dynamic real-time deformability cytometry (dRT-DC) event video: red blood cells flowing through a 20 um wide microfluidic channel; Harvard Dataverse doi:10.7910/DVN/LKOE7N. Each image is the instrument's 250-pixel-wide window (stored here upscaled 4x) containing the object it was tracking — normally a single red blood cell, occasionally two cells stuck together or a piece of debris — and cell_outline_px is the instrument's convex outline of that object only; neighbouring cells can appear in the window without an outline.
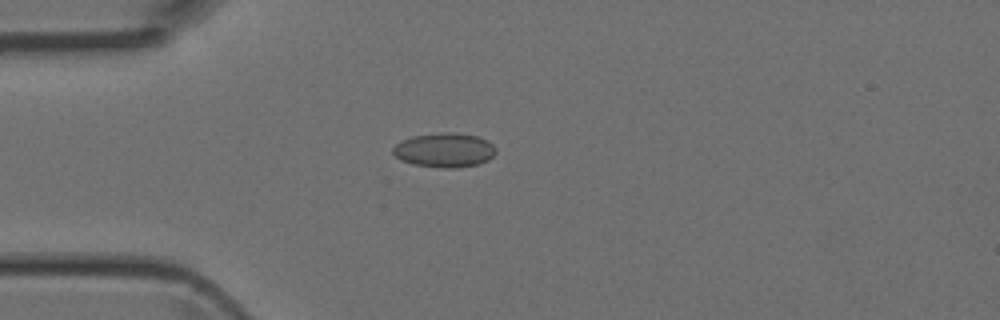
{"species": "Egyptian fruit bat (a non-hibernating species)", "species_latin": "Rousettus aegyptiacus", "temperature_condition": "room temperature", "stored_images_in_passage": 42, "camera_frame_rate_fps": 3000, "um_per_image_px": 0.085, "animal": {"sex": "female"}, "frame": {"image": 1, "passage_image": 8, "time_ms": 2.333, "image_size_px": [1000, 320], "cell_outline_px": [[496, 152], [488, 160], [480, 164], [456, 168], [444, 168], [412, 164], [400, 160], [392, 152], [392, 148], [400, 140], [412, 136], [444, 132], [456, 132], [476, 136], [488, 140], [496, 148]], "centroid_in_image_um": [37.78, 12.76], "position_along_channel_um": 47.2, "area_um2": 20.81}}
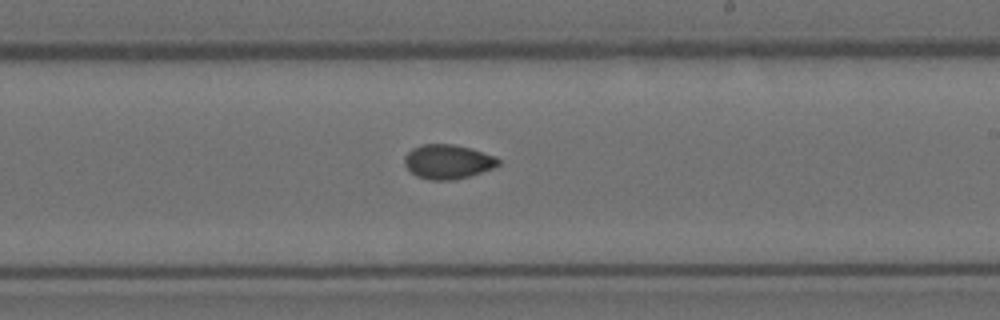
{"frame": {"image": 2, "passage_image": 23, "time_ms": 7.333, "image_size_px": [1000, 320], "cell_outline_px": [[500, 164], [492, 168], [468, 176], [452, 180], [432, 180], [416, 176], [404, 164], [404, 156], [412, 148], [424, 144], [452, 144], [472, 148], [496, 156], [500, 160]], "centroid_in_image_um": [38.07, 13.73], "position_along_channel_um": 250.9, "area_um2": 18.73}}
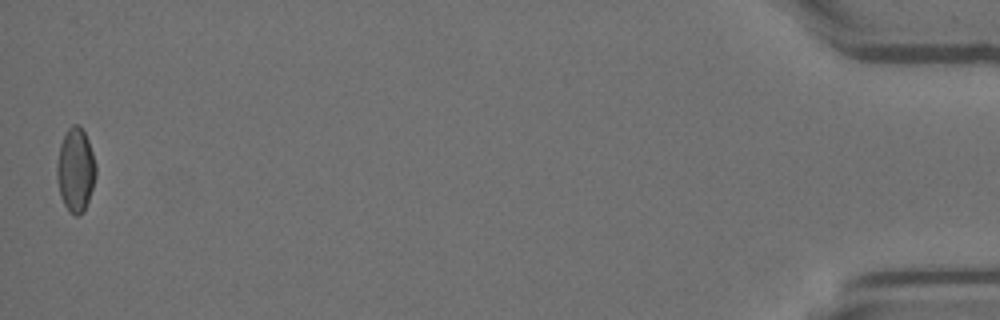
{"frame": {"image": 3, "passage_image": 42, "time_ms": 13.667, "image_size_px": [1000, 320], "cell_outline_px": [[96, 176], [84, 212], [76, 216], [68, 212], [60, 196], [56, 176], [56, 164], [60, 144], [68, 128], [72, 124], [80, 124], [88, 140], [96, 164]], "centroid_in_image_um": [6.41, 14.45], "position_along_channel_um": 428.8, "area_um2": 19.19}}